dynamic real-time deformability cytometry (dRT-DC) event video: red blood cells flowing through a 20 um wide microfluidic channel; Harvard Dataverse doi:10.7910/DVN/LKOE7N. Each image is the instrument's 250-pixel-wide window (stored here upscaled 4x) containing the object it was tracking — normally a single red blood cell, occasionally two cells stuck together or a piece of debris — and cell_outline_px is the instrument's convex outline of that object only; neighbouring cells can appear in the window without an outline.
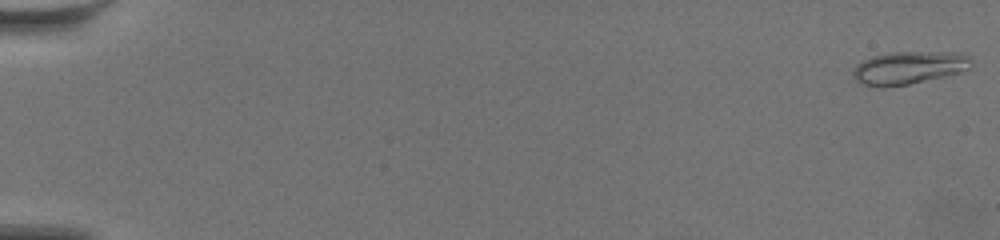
{"species": "common noctule bat (a hibernating species)", "species_latin": "Nyctalus noctula", "temperature_condition": "warm", "stored_images_in_passage": 60, "camera_frame_rate_fps": 3000, "um_per_image_px": 0.085, "animal": {"sex": "female", "body_mass_g": 19.5, "forearm_length_mm": 54.1}, "frame": {"image": 1, "passage_image": 1, "time_ms": 0.0, "image_size_px": [1000, 240], "cell_outline_px": [[972, 64], [968, 68], [960, 72], [944, 76], [908, 84], [884, 88], [880, 88], [860, 84], [852, 76], [852, 72], [856, 64], [872, 56], [892, 52], [964, 52], [972, 56]], "centroid_in_image_um": [77.25, 5.75], "position_along_channel_um": 7.8, "area_um2": 22.95}}
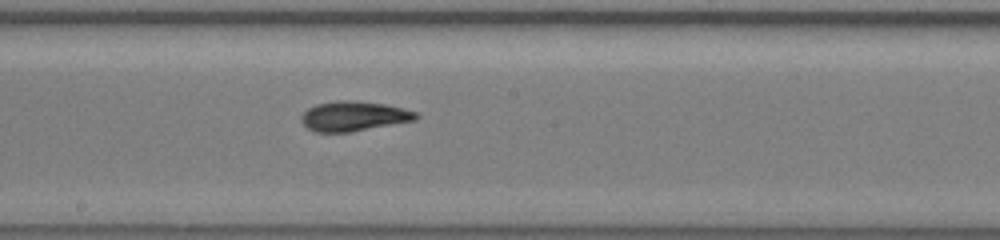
{"frame": {"image": 2, "passage_image": 35, "time_ms": 11.333, "image_size_px": [1000, 240], "cell_outline_px": [[420, 116], [416, 120], [348, 132], [316, 132], [308, 128], [300, 120], [300, 116], [308, 108], [316, 104], [336, 100], [356, 100], [384, 104], [404, 108], [416, 112]], "centroid_in_image_um": [30.06, 9.86], "position_along_channel_um": 218.1, "area_um2": 19.94}}
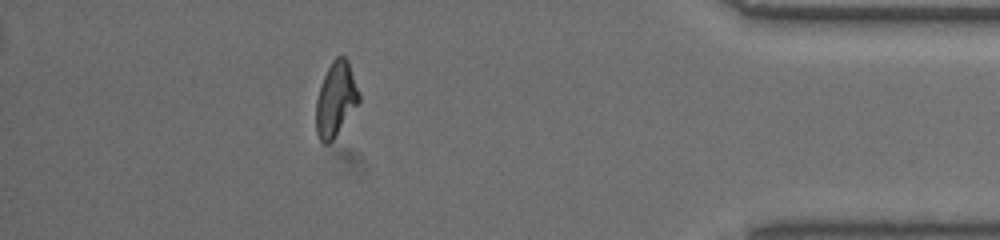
{"frame": {"image": 3, "passage_image": 54, "time_ms": 17.667, "image_size_px": [1000, 240], "cell_outline_px": [[360, 100], [332, 140], [328, 144], [324, 144], [320, 140], [316, 132], [316, 100], [324, 76], [332, 60], [336, 56], [344, 56], [348, 60], [360, 96]], "centroid_in_image_um": [28.53, 8.42], "position_along_channel_um": 406.7, "area_um2": 18.21}, "authors_computed_cell_mechanics": {"area_um2": 19.2763, "velocity_mm_per_s": 3.5728, "shape_relaxation_time_tau1_ms": 6.4377, "shape_relaxation_time_tau2_ms": 2.3839, "deformation_change_tau1": 0.2139, "deformation_change_tau2": 0.0771}}